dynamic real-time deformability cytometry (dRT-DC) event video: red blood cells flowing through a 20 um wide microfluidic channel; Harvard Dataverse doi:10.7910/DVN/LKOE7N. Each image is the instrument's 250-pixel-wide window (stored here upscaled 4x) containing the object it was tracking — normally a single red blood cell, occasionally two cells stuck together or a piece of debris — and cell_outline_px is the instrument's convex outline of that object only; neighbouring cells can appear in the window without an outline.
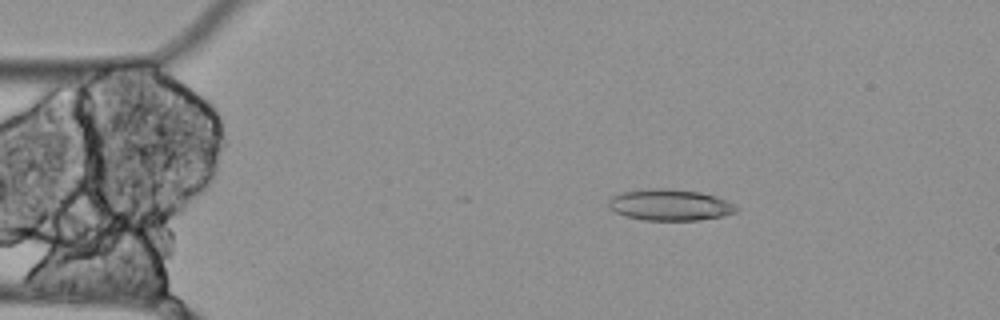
{"species": "Egyptian fruit bat (a non-hibernating species)", "species_latin": "Rousettus aegyptiacus", "temperature_condition": "cold", "stored_images_in_passage": 3, "camera_frame_rate_fps": 3000, "um_per_image_px": 0.085, "animal": {"sex": "female"}, "frame": {"image": 1, "passage_image": 1, "time_ms": 0.0, "image_size_px": [1000, 320], "cell_outline_px": [[740, 208], [736, 212], [724, 216], [700, 220], [644, 220], [624, 216], [608, 208], [608, 200], [612, 196], [620, 192], [648, 188], [664, 188], [700, 192], [716, 196]], "centroid_in_image_um": [56.91, 17.42], "position_along_channel_um": 28.1, "area_um2": 23.47}}
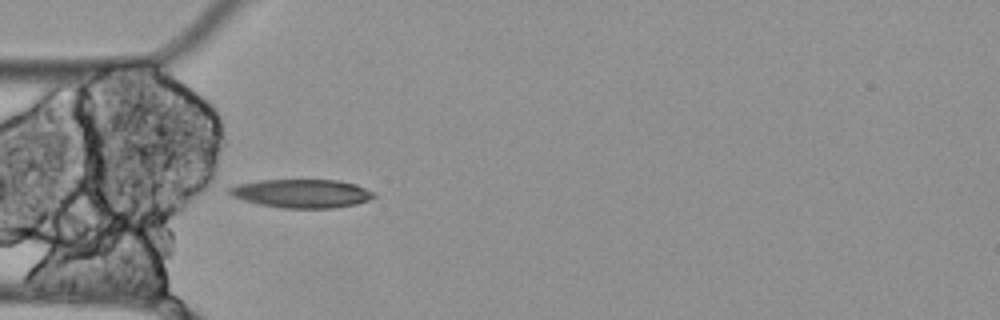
{"frame": {"image": 2, "passage_image": 3, "time_ms": 0.667, "image_size_px": [1000, 320], "cell_outline_px": [[376, 196], [368, 200], [356, 204], [332, 208], [280, 208], [260, 204], [244, 200], [232, 196], [224, 188], [236, 184], [260, 180], [336, 180], [356, 184], [376, 192]], "centroid_in_image_um": [25.63, 16.44], "position_along_channel_um": 59.4, "area_um2": 24.22}}